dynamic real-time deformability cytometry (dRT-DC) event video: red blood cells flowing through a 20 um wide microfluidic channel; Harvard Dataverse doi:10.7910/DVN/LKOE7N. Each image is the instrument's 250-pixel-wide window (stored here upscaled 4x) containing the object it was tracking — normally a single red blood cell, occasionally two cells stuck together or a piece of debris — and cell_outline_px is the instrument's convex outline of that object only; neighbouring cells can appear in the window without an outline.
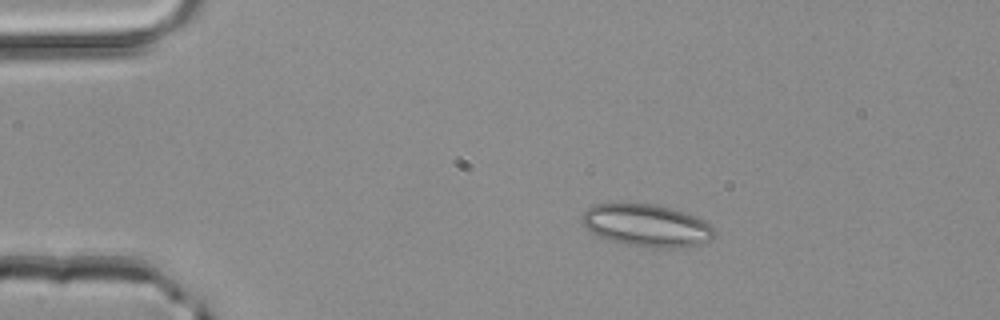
{"species": "common noctule bat (a hibernating species)", "species_latin": "Nyctalus noctula", "temperature_condition": "room temperature", "stored_images_in_passage": 2, "camera_frame_rate_fps": 3000, "um_per_image_px": 0.085, "animal": {"sex": "male", "body_mass_g": 20.4}, "frame": {"image": 1, "passage_image": 1, "time_ms": 0.0, "image_size_px": [1000, 320], "cell_outline_px": [[716, 236], [712, 240], [680, 248], [660, 248], [628, 244], [608, 240], [592, 232], [580, 220], [580, 216], [588, 208], [596, 204], [656, 204], [672, 208], [696, 216], [704, 220], [716, 232]], "centroid_in_image_um": [55.0, 19.16], "position_along_channel_um": 30.0, "area_um2": 32.48}}